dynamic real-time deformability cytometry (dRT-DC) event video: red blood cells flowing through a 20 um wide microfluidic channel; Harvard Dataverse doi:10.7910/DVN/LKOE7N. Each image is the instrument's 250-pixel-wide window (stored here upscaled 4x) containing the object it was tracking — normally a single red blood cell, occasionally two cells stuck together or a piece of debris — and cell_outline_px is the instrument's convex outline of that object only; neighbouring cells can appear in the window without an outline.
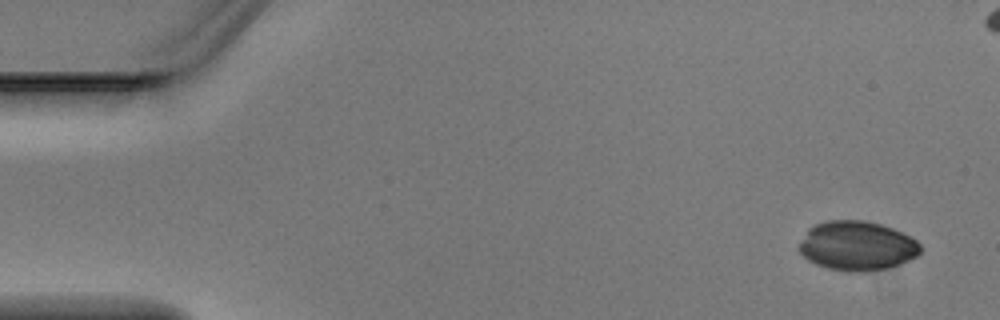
{"species": "Egyptian fruit bat (a non-hibernating species)", "species_latin": "Rousettus aegyptiacus", "temperature_condition": "warm", "stored_images_in_passage": 5, "camera_frame_rate_fps": 3000, "um_per_image_px": 0.085, "animal": {"sex": "male"}, "frame": {"image": 1, "passage_image": 1, "time_ms": 0.0, "image_size_px": [1000, 320], "cell_outline_px": [[920, 252], [916, 256], [900, 264], [888, 268], [864, 272], [852, 272], [828, 268], [816, 264], [808, 260], [796, 248], [808, 228], [824, 220], [864, 220], [880, 224], [892, 228], [916, 240], [920, 244]], "centroid_in_image_um": [72.81, 20.89], "position_along_channel_um": 12.2, "area_um2": 34.97}}